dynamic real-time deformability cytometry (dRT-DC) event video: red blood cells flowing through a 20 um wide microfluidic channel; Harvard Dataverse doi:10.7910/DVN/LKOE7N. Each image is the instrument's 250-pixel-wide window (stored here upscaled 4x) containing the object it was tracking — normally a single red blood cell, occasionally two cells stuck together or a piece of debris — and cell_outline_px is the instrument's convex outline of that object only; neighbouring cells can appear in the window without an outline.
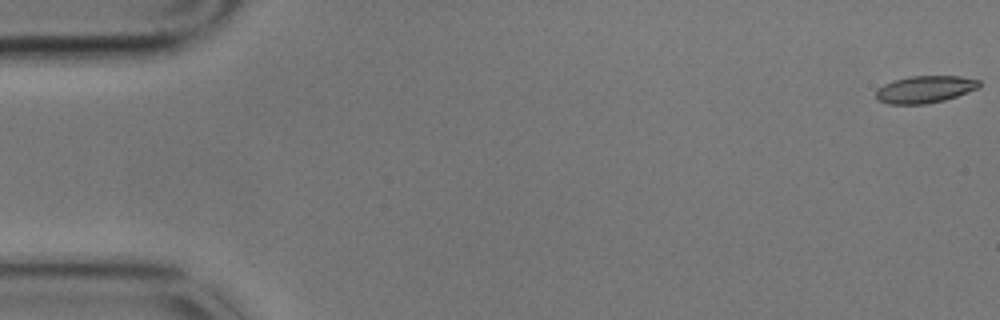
{"species": "common noctule bat (a hibernating species)", "species_latin": "Nyctalus noctula", "temperature_condition": "cold", "stored_images_in_passage": 58, "camera_frame_rate_fps": 3000, "um_per_image_px": 0.085, "animal": {"sex": "male", "body_mass_g": 17.9}, "frame": {"image": 1, "passage_image": 1, "time_ms": 0.0, "image_size_px": [1000, 320], "cell_outline_px": [[980, 88], [944, 100], [924, 104], [888, 104], [876, 100], [876, 88], [892, 80], [908, 76], [960, 76], [980, 80]], "centroid_in_image_um": [78.59, 7.59], "position_along_channel_um": 6.4, "area_um2": 16.53}}
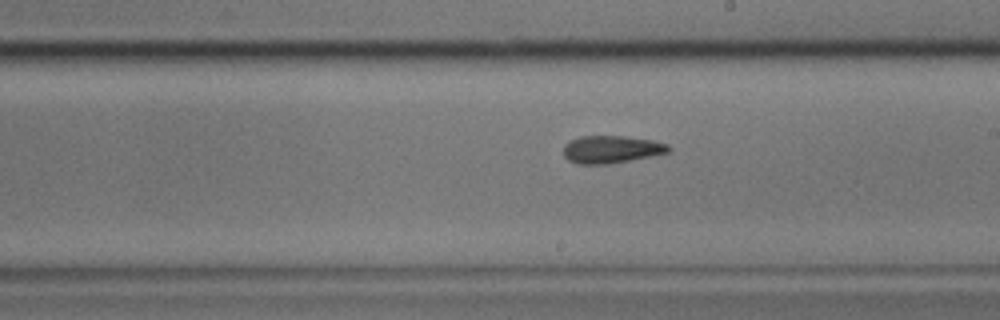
{"frame": {"image": 2, "passage_image": 33, "time_ms": 10.667, "image_size_px": [1000, 320], "cell_outline_px": [[672, 148], [668, 152], [608, 164], [576, 164], [568, 160], [564, 156], [564, 144], [568, 140], [580, 136], [624, 136], [652, 140], [668, 144]], "centroid_in_image_um": [51.91, 12.69], "position_along_channel_um": 237.1, "area_um2": 16.82}}
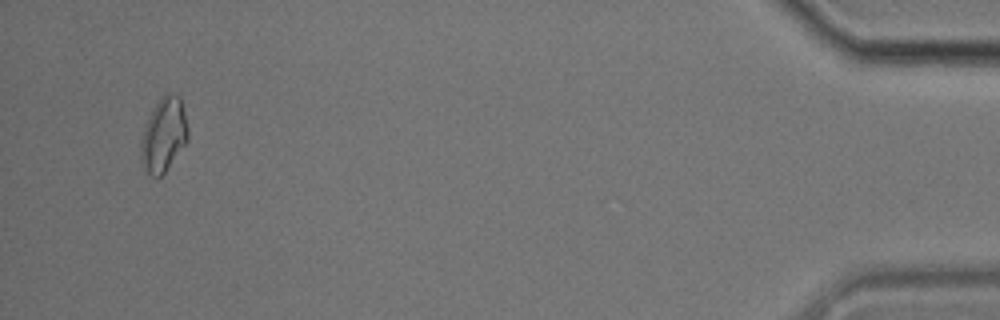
{"frame": {"image": 3, "passage_image": 56, "time_ms": 18.333, "image_size_px": [1000, 320], "cell_outline_px": [[188, 140], [164, 172], [156, 180], [148, 172], [140, 160], [140, 140], [144, 124], [160, 96], [168, 92], [172, 92], [180, 96], [188, 128]], "centroid_in_image_um": [13.89, 11.43], "position_along_channel_um": 421.3, "area_um2": 20.46}, "authors_computed_cell_mechanics": {"area_um2": 16.9643, "velocity_mm_per_s": 3.441, "shape_relaxation_time_tau1_ms": 9.2529, "shape_relaxation_time_tau2_ms": 4.3766, "deformation_change_tau1": 0.2421, "deformation_change_tau2": 0.1036}}